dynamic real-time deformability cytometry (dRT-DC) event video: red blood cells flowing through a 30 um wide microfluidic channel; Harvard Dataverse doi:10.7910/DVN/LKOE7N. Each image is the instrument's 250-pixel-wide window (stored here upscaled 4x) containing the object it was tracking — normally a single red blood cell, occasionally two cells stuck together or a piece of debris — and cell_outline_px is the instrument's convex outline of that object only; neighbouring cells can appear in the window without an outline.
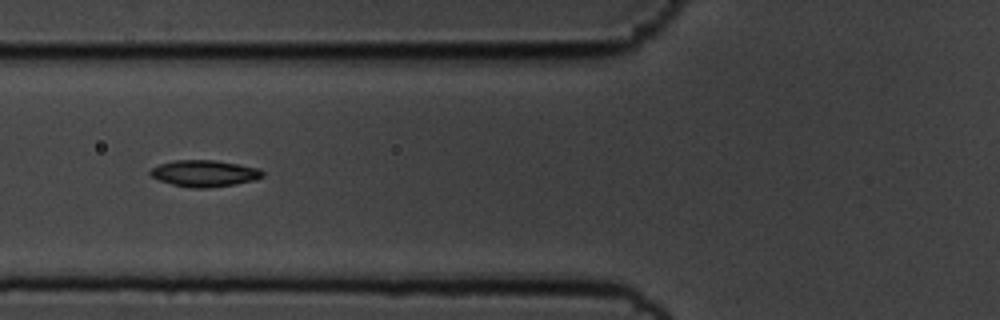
{"species": "common noctule bat (a hibernating species)", "species_latin": "Nyctalus noctula", "temperature_condition": "cold", "stored_images_in_passage": 42, "segment_of_instrument_passage": [1, 2], "camera_frame_rate_fps": 3000, "um_per_image_px": 0.085, "animal": {"sex": "male", "body_mass_g": 19.5, "forearm_length_mm": 54.6}, "frame": {"image": 1, "passage_image": 6, "time_ms": 1.667, "image_size_px": [1000, 320], "cell_outline_px": [[264, 176], [252, 180], [232, 184], [208, 188], [192, 188], [172, 184], [160, 180], [152, 176], [148, 172], [152, 168], [160, 164], [176, 160], [212, 160], [260, 168], [264, 172]], "centroid_in_image_um": [17.37, 14.73], "position_along_channel_um": 108.4, "area_um2": 17.05}}
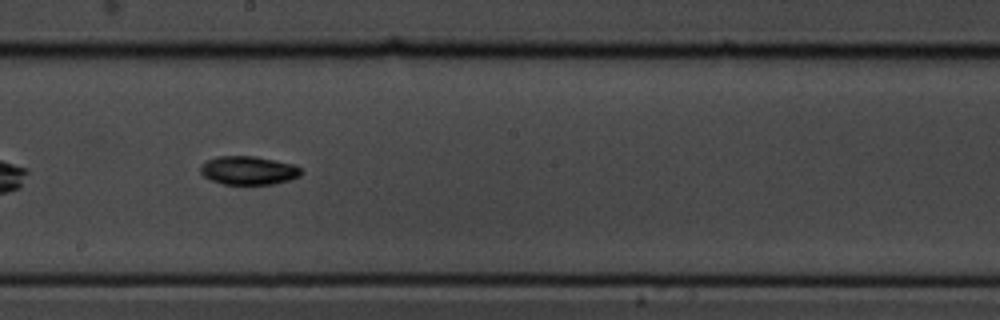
{"frame": {"image": 2, "passage_image": 16, "time_ms": 5.0, "image_size_px": [1000, 320], "cell_outline_px": [[300, 176], [288, 180], [272, 184], [224, 184], [212, 180], [204, 176], [200, 172], [200, 164], [216, 156], [252, 156], [292, 164], [300, 168]], "centroid_in_image_um": [21.07, 14.48], "position_along_channel_um": 227.1, "area_um2": 16.47}}
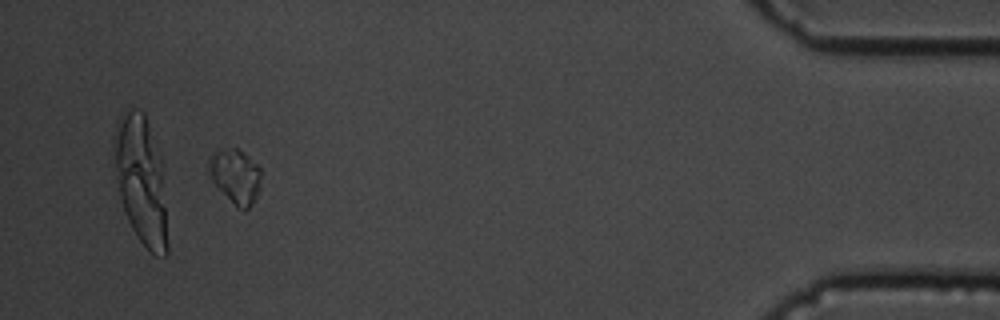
{"frame": {"image": 3, "passage_image": 37, "time_ms": 12.0, "image_size_px": [1000, 320], "cell_outline_px": [[260, 188], [252, 204], [244, 212], [208, 176], [208, 156], [212, 152], [232, 148], [240, 148], [260, 168]], "centroid_in_image_um": [20.0, 14.93], "position_along_channel_um": 415.2, "area_um2": 16.3}}